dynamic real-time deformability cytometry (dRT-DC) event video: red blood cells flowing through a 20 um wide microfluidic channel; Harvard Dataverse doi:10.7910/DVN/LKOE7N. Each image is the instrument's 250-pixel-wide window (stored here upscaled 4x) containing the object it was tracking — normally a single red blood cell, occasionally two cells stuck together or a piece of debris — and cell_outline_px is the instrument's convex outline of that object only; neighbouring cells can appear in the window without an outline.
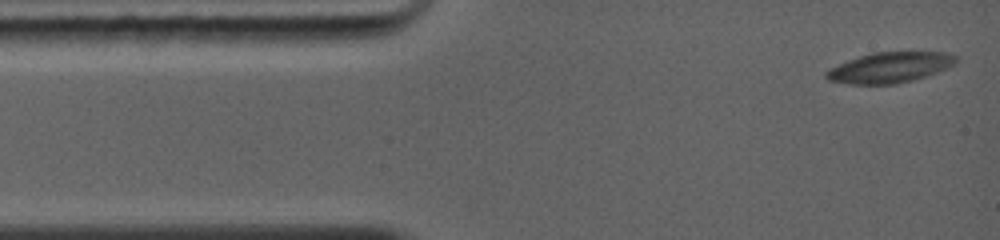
{"species": "common noctule bat (a hibernating species)", "species_latin": "Nyctalus noctula", "temperature_condition": "warm", "stored_images_in_passage": 9, "camera_frame_rate_fps": 5000, "um_per_image_px": 0.085, "animal": {"sex": "female", "body_mass_g": 19.0, "forearm_length_mm": 56.7}, "frame": {"image": 1, "passage_image": 1, "time_ms": 0.0, "image_size_px": [1000, 240], "cell_outline_px": [[956, 64], [928, 76], [896, 84], [852, 84], [828, 80], [824, 76], [824, 72], [828, 68], [848, 60], [872, 52], [944, 52], [956, 56]], "centroid_in_image_um": [75.61, 5.74], "position_along_channel_um": 9.4, "area_um2": 23.12}}
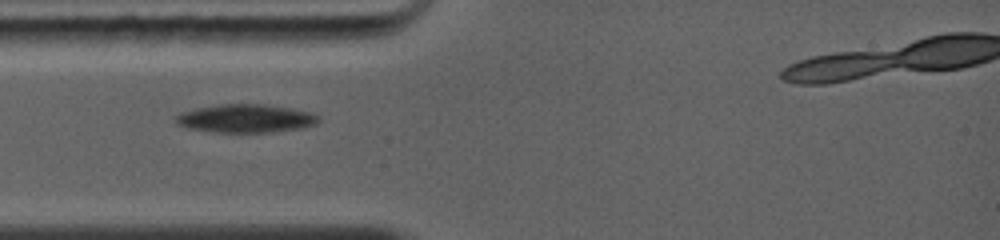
{"frame": {"image": 2, "passage_image": 6, "time_ms": 3.0, "image_size_px": [1000, 240], "cell_outline_px": [[320, 120], [316, 124], [304, 128], [272, 132], [216, 132], [188, 128], [176, 124], [176, 116], [180, 112], [196, 108], [220, 104], [260, 104], [292, 108], [316, 112], [320, 116]], "centroid_in_image_um": [20.95, 10.06], "position_along_channel_um": 64.0, "area_um2": 23.81}}
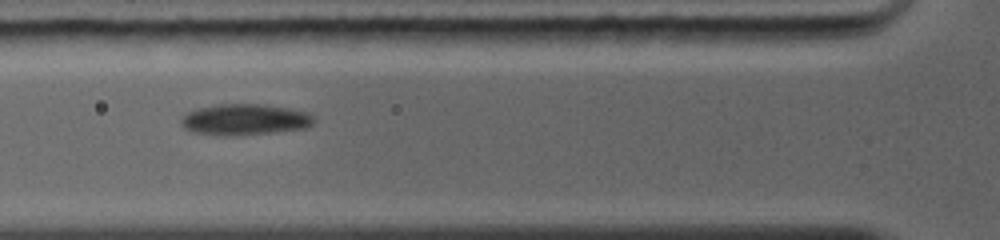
{"frame": {"image": 3, "passage_image": 8, "time_ms": 4.0, "image_size_px": [1000, 240], "cell_outline_px": [[316, 120], [308, 128], [276, 132], [236, 136], [216, 136], [192, 132], [184, 128], [180, 124], [180, 120], [188, 112], [196, 108], [216, 104], [264, 104], [308, 112]], "centroid_in_image_um": [20.79, 10.18], "position_along_channel_um": 105.0, "area_um2": 24.51}}